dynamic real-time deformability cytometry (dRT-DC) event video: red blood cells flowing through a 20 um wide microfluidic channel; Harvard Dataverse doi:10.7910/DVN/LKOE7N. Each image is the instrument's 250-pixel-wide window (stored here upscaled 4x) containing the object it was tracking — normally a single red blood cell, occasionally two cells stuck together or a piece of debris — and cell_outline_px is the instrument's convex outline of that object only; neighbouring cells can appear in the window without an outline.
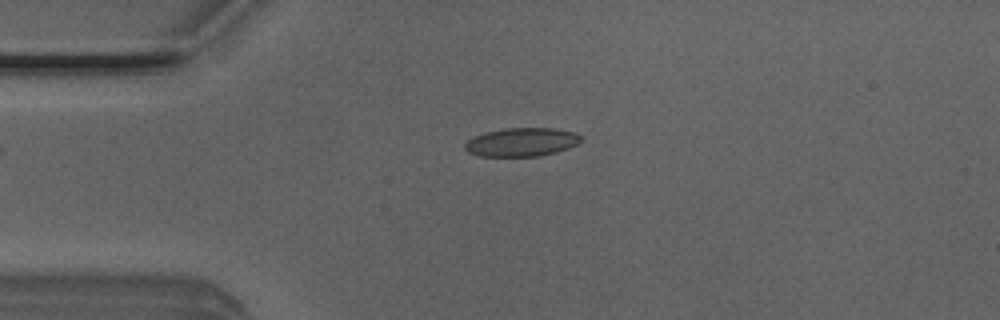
{"species": "Egyptian fruit bat (a non-hibernating species)", "species_latin": "Rousettus aegyptiacus", "temperature_condition": "room temperature", "stored_images_in_passage": 40, "camera_frame_rate_fps": 3000, "um_per_image_px": 0.085, "animal": {"sex": "male"}, "frame": {"image": 1, "passage_image": 1, "time_ms": 0.0, "image_size_px": [1000, 320], "cell_outline_px": [[584, 140], [580, 144], [556, 152], [536, 156], [480, 156], [468, 152], [464, 148], [464, 144], [468, 140], [484, 132], [504, 128], [552, 128], [576, 132], [584, 136]], "centroid_in_image_um": [44.4, 12.07], "position_along_channel_um": 40.6, "area_um2": 19.54}}
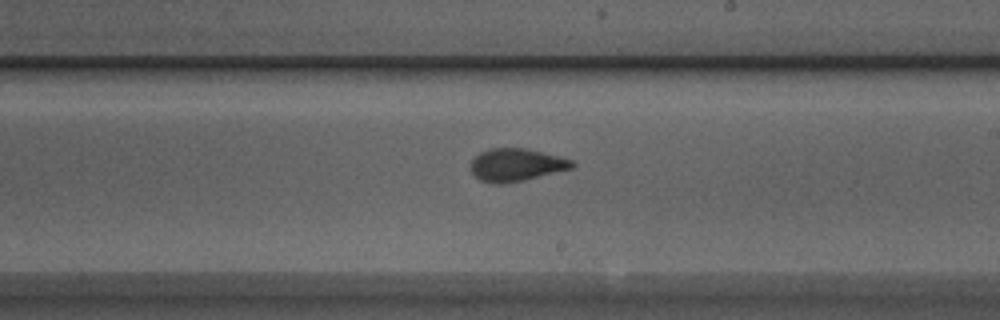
{"frame": {"image": 2, "passage_image": 18, "time_ms": 5.667, "image_size_px": [1000, 320], "cell_outline_px": [[576, 164], [572, 168], [524, 180], [504, 184], [492, 184], [480, 180], [472, 172], [472, 160], [480, 152], [488, 148], [524, 148], [572, 160]], "centroid_in_image_um": [43.85, 14.02], "position_along_channel_um": 245.1, "area_um2": 19.07}}
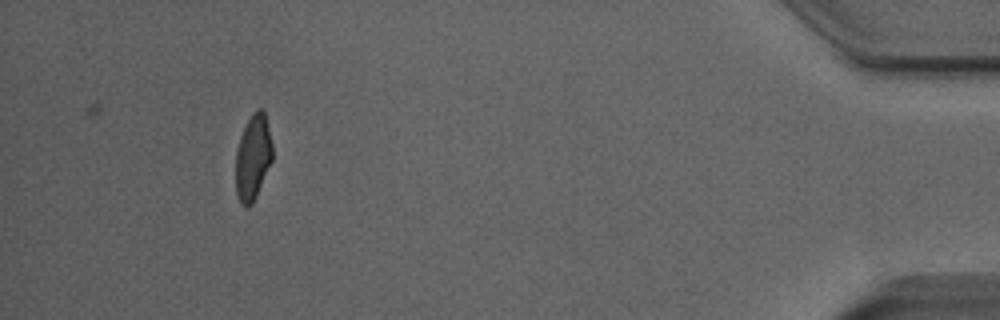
{"frame": {"image": 3, "passage_image": 36, "time_ms": 11.667, "image_size_px": [1000, 320], "cell_outline_px": [[272, 160], [256, 196], [252, 204], [248, 208], [244, 208], [240, 204], [236, 196], [236, 152], [240, 136], [252, 112], [256, 108], [264, 108], [272, 144]], "centroid_in_image_um": [21.49, 13.38], "position_along_channel_um": 413.7, "area_um2": 18.44}, "authors_computed_cell_mechanics": {"area_um2": 19.2185, "velocity_mm_per_s": 4.0064, "shape_relaxation_time_tau1_ms": 5.6375, "shape_relaxation_time_tau2_ms": 1.2708, "deformation_change_tau1": 0.1762, "deformation_change_tau2": 0.0555}}